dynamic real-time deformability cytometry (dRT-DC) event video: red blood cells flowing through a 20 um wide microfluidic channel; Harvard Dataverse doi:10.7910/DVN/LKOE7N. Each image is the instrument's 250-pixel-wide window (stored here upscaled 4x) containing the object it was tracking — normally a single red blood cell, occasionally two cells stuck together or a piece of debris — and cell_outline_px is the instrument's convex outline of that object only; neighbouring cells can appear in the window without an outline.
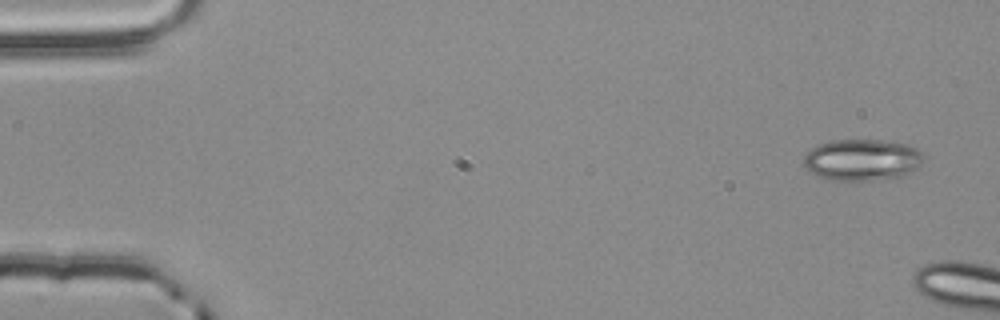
{"species": "common noctule bat (a hibernating species)", "species_latin": "Nyctalus noctula", "temperature_condition": "room temperature", "stored_images_in_passage": 4, "camera_frame_rate_fps": 3000, "um_per_image_px": 0.085, "animal": {"sex": "male", "body_mass_g": 20.4}, "frame": {"image": 1, "passage_image": 1, "time_ms": 0.0, "image_size_px": [1000, 320], "cell_outline_px": [[924, 160], [920, 168], [904, 176], [868, 180], [824, 180], [812, 172], [804, 164], [804, 156], [812, 148], [820, 144], [832, 140], [884, 140], [908, 144], [916, 148], [924, 156]], "centroid_in_image_um": [73.33, 13.59], "position_along_channel_um": 11.7, "area_um2": 29.13}}